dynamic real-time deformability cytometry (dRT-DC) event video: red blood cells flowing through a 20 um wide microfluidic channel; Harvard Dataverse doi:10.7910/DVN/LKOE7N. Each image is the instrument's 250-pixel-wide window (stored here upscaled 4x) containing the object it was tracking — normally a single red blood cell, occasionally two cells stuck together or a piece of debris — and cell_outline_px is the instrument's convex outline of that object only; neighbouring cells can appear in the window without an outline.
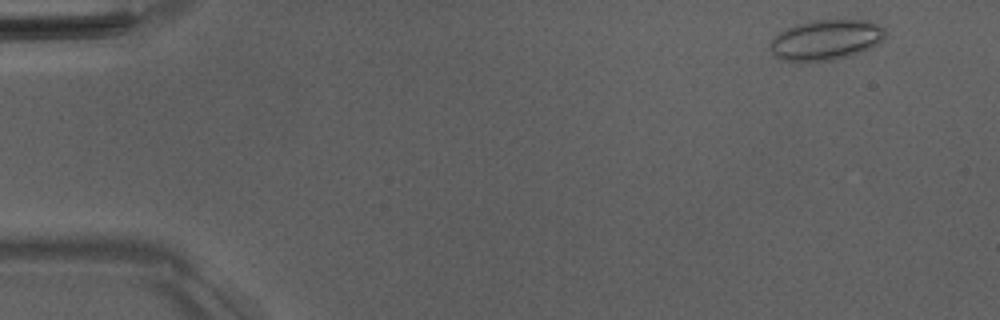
{"species": "Egyptian fruit bat (a non-hibernating species)", "species_latin": "Rousettus aegyptiacus", "temperature_condition": "room temperature", "stored_images_in_passage": 51, "camera_frame_rate_fps": 3000, "um_per_image_px": 0.085, "animal": {"sex": "male"}, "frame": {"image": 1, "passage_image": 3, "time_ms": 0.667, "image_size_px": [1000, 320], "cell_outline_px": [[884, 36], [880, 40], [868, 48], [860, 52], [848, 56], [832, 60], [784, 60], [776, 56], [772, 52], [772, 40], [780, 32], [796, 24], [812, 20], [868, 20], [880, 24], [884, 28]], "centroid_in_image_um": [70.23, 3.36], "position_along_channel_um": 14.8, "area_um2": 26.3}}
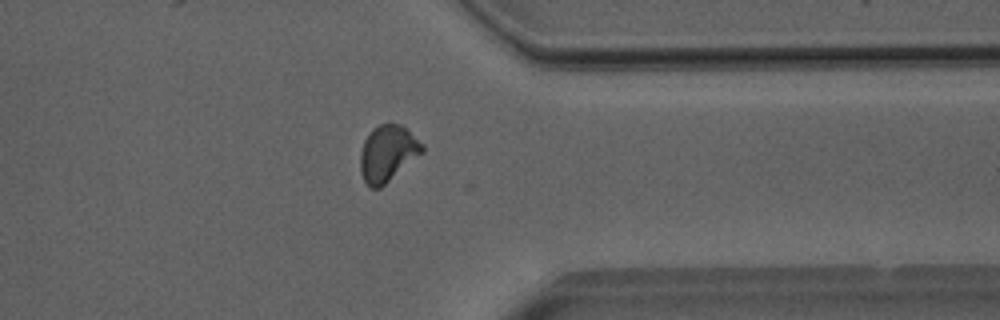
{"frame": {"image": 2, "passage_image": 40, "time_ms": 13.0, "image_size_px": [1000, 320], "cell_outline_px": [[424, 152], [380, 188], [368, 188], [360, 172], [360, 152], [364, 140], [372, 128], [388, 120], [400, 124], [408, 128], [424, 144]], "centroid_in_image_um": [32.96, 12.99], "position_along_channel_um": 378.4, "area_um2": 20.87}}
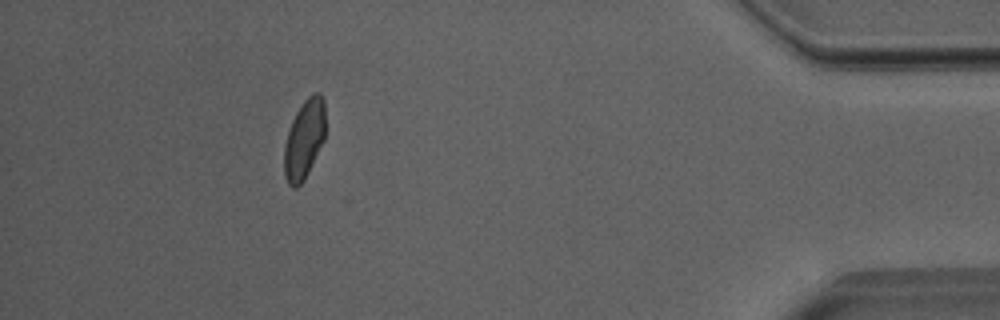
{"frame": {"image": 3, "passage_image": 46, "time_ms": 15.0, "image_size_px": [1000, 320], "cell_outline_px": [[324, 140], [304, 180], [296, 188], [292, 188], [288, 184], [284, 176], [284, 148], [288, 132], [292, 120], [296, 112], [304, 100], [312, 92], [320, 92], [324, 100]], "centroid_in_image_um": [25.85, 11.84], "position_along_channel_um": 409.3, "area_um2": 18.96}, "authors_computed_cell_mechanics": {"area_um2": 19.941, "velocity_mm_per_s": 3.9944, "shape_relaxation_time_tau1_ms": null, "shape_relaxation_time_tau2_ms": 1.7522, "deformation_change_tau1": null, "deformation_change_tau2": 0.0545}}